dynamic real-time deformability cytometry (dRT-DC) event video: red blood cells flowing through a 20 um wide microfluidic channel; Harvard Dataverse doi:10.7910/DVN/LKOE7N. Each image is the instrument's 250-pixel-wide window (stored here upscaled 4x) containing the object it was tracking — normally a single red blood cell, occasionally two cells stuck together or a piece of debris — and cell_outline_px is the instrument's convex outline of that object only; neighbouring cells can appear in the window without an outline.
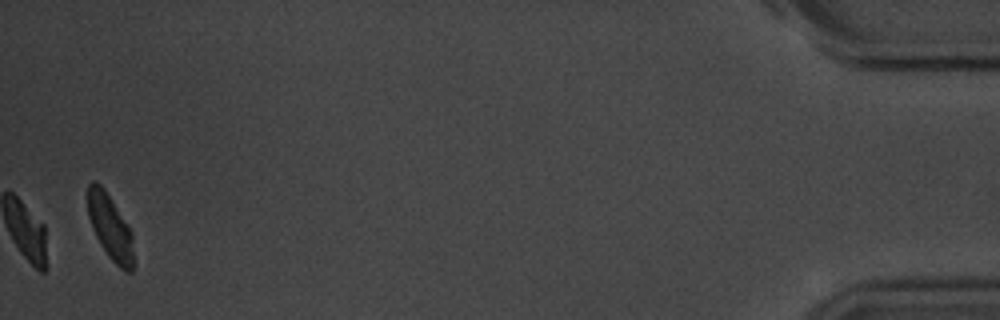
{"species": "common noctule bat (a hibernating species)", "species_latin": "Nyctalus noctula", "temperature_condition": "room temperature", "stored_images_in_passage": 44, "camera_frame_rate_fps": 3000, "um_per_image_px": 0.085, "animal": {"sex": "male", "body_mass_g": 20.1, "forearm_length_mm": 53.5}, "frame": {"image": 1, "passage_image": 44, "time_ms": 14.333, "image_size_px": [1000, 320], "cell_outline_px": [[132, 272], [124, 272], [108, 256], [100, 244], [92, 228], [88, 216], [88, 184], [92, 180], [100, 184], [104, 188], [132, 232]], "centroid_in_image_um": [9.34, 19.3], "position_along_channel_um": 425.9, "area_um2": 17.11}, "authors_computed_cell_mechanics": {"area_um2": 17.6001, "velocity_mm_per_s": 3.5622, "shape_relaxation_time_tau1_ms": 2.4991, "shape_relaxation_time_tau2_ms": 3.5974, "deformation_change_tau1": 0.0989, "deformation_change_tau2": 0.0773}}